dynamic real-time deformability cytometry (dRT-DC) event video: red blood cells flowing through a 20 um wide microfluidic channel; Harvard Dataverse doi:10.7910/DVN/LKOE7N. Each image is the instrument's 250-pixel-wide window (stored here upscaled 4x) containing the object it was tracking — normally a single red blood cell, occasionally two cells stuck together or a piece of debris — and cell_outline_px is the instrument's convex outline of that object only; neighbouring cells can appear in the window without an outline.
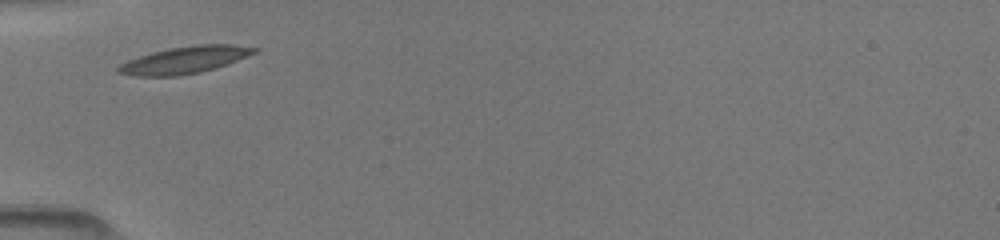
{"species": "common noctule bat (a hibernating species)", "species_latin": "Nyctalus noctula", "temperature_condition": "room temperature", "stored_images_in_passage": 2, "camera_frame_rate_fps": 3000, "um_per_image_px": 0.085, "animal": {"sex": "female", "body_mass_g": 19.5, "forearm_length_mm": 54.1}, "frame": {"image": 1, "passage_image": 1, "time_ms": 0.0, "image_size_px": [1000, 240], "cell_outline_px": [[260, 52], [228, 64], [216, 68], [200, 72], [180, 76], [136, 76], [116, 72], [116, 68], [120, 64], [128, 60], [152, 52], [168, 48], [196, 44], [232, 44], [260, 48]], "centroid_in_image_um": [15.77, 5.09], "position_along_channel_um": 69.2, "area_um2": 21.73}}